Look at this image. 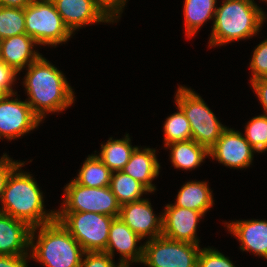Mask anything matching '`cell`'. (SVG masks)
<instances>
[{
	"instance_id": "1f68e13d",
	"label": "cell",
	"mask_w": 267,
	"mask_h": 267,
	"mask_svg": "<svg viewBox=\"0 0 267 267\" xmlns=\"http://www.w3.org/2000/svg\"><path fill=\"white\" fill-rule=\"evenodd\" d=\"M18 74L20 73L0 59V92L2 94L17 93L13 85L18 80L16 77Z\"/></svg>"
},
{
	"instance_id": "ac0fdd59",
	"label": "cell",
	"mask_w": 267,
	"mask_h": 267,
	"mask_svg": "<svg viewBox=\"0 0 267 267\" xmlns=\"http://www.w3.org/2000/svg\"><path fill=\"white\" fill-rule=\"evenodd\" d=\"M37 46L36 41L26 33L2 39L0 59L20 73L42 55L38 49L34 50Z\"/></svg>"
},
{
	"instance_id": "9a60e30c",
	"label": "cell",
	"mask_w": 267,
	"mask_h": 267,
	"mask_svg": "<svg viewBox=\"0 0 267 267\" xmlns=\"http://www.w3.org/2000/svg\"><path fill=\"white\" fill-rule=\"evenodd\" d=\"M65 25L74 34L77 29L97 23H115L95 0H52Z\"/></svg>"
},
{
	"instance_id": "d590c367",
	"label": "cell",
	"mask_w": 267,
	"mask_h": 267,
	"mask_svg": "<svg viewBox=\"0 0 267 267\" xmlns=\"http://www.w3.org/2000/svg\"><path fill=\"white\" fill-rule=\"evenodd\" d=\"M30 255H0V267H28Z\"/></svg>"
},
{
	"instance_id": "ffe728a7",
	"label": "cell",
	"mask_w": 267,
	"mask_h": 267,
	"mask_svg": "<svg viewBox=\"0 0 267 267\" xmlns=\"http://www.w3.org/2000/svg\"><path fill=\"white\" fill-rule=\"evenodd\" d=\"M212 192L207 181H188L181 186L173 205L205 215L214 204Z\"/></svg>"
},
{
	"instance_id": "484cf974",
	"label": "cell",
	"mask_w": 267,
	"mask_h": 267,
	"mask_svg": "<svg viewBox=\"0 0 267 267\" xmlns=\"http://www.w3.org/2000/svg\"><path fill=\"white\" fill-rule=\"evenodd\" d=\"M164 146L180 141L192 139L189 121L183 111L177 106V112L166 118L163 124Z\"/></svg>"
},
{
	"instance_id": "cb8c5ba5",
	"label": "cell",
	"mask_w": 267,
	"mask_h": 267,
	"mask_svg": "<svg viewBox=\"0 0 267 267\" xmlns=\"http://www.w3.org/2000/svg\"><path fill=\"white\" fill-rule=\"evenodd\" d=\"M112 171L95 154L88 155L73 180L86 187L110 186Z\"/></svg>"
},
{
	"instance_id": "4fadbf2b",
	"label": "cell",
	"mask_w": 267,
	"mask_h": 267,
	"mask_svg": "<svg viewBox=\"0 0 267 267\" xmlns=\"http://www.w3.org/2000/svg\"><path fill=\"white\" fill-rule=\"evenodd\" d=\"M142 239L127 226L120 217L112 220L109 229L107 247L104 252L114 258L115 251L119 253V264L122 267H131L132 263H141L144 244ZM138 243H141L138 246Z\"/></svg>"
},
{
	"instance_id": "7c38bea8",
	"label": "cell",
	"mask_w": 267,
	"mask_h": 267,
	"mask_svg": "<svg viewBox=\"0 0 267 267\" xmlns=\"http://www.w3.org/2000/svg\"><path fill=\"white\" fill-rule=\"evenodd\" d=\"M162 216L163 237L199 245L197 226L205 216L202 212L181 208L169 203L162 210Z\"/></svg>"
},
{
	"instance_id": "5bb4252c",
	"label": "cell",
	"mask_w": 267,
	"mask_h": 267,
	"mask_svg": "<svg viewBox=\"0 0 267 267\" xmlns=\"http://www.w3.org/2000/svg\"><path fill=\"white\" fill-rule=\"evenodd\" d=\"M119 217L141 239L162 236V213L157 216L147 198L121 205Z\"/></svg>"
},
{
	"instance_id": "d6986e66",
	"label": "cell",
	"mask_w": 267,
	"mask_h": 267,
	"mask_svg": "<svg viewBox=\"0 0 267 267\" xmlns=\"http://www.w3.org/2000/svg\"><path fill=\"white\" fill-rule=\"evenodd\" d=\"M160 163L156 156V149L136 147L130 160L121 170L133 179L143 184L151 193L156 191L152 183L159 176Z\"/></svg>"
},
{
	"instance_id": "d4e9b609",
	"label": "cell",
	"mask_w": 267,
	"mask_h": 267,
	"mask_svg": "<svg viewBox=\"0 0 267 267\" xmlns=\"http://www.w3.org/2000/svg\"><path fill=\"white\" fill-rule=\"evenodd\" d=\"M110 189L120 205L141 200L144 193H151L143 184L123 171L112 172Z\"/></svg>"
},
{
	"instance_id": "3957f363",
	"label": "cell",
	"mask_w": 267,
	"mask_h": 267,
	"mask_svg": "<svg viewBox=\"0 0 267 267\" xmlns=\"http://www.w3.org/2000/svg\"><path fill=\"white\" fill-rule=\"evenodd\" d=\"M265 19L266 13L250 0H222L215 12L209 47L250 39L260 32Z\"/></svg>"
},
{
	"instance_id": "7402d4cb",
	"label": "cell",
	"mask_w": 267,
	"mask_h": 267,
	"mask_svg": "<svg viewBox=\"0 0 267 267\" xmlns=\"http://www.w3.org/2000/svg\"><path fill=\"white\" fill-rule=\"evenodd\" d=\"M216 9V0H184L183 14L186 37L192 38L208 20L214 22Z\"/></svg>"
},
{
	"instance_id": "44dd1931",
	"label": "cell",
	"mask_w": 267,
	"mask_h": 267,
	"mask_svg": "<svg viewBox=\"0 0 267 267\" xmlns=\"http://www.w3.org/2000/svg\"><path fill=\"white\" fill-rule=\"evenodd\" d=\"M164 148L170 149V162L176 169L192 171L205 162V158H209V150L192 139L173 142Z\"/></svg>"
},
{
	"instance_id": "8d00e7d4",
	"label": "cell",
	"mask_w": 267,
	"mask_h": 267,
	"mask_svg": "<svg viewBox=\"0 0 267 267\" xmlns=\"http://www.w3.org/2000/svg\"><path fill=\"white\" fill-rule=\"evenodd\" d=\"M34 0H0V6L3 7H14V8H25Z\"/></svg>"
},
{
	"instance_id": "4316f807",
	"label": "cell",
	"mask_w": 267,
	"mask_h": 267,
	"mask_svg": "<svg viewBox=\"0 0 267 267\" xmlns=\"http://www.w3.org/2000/svg\"><path fill=\"white\" fill-rule=\"evenodd\" d=\"M26 33L25 8L0 6V38Z\"/></svg>"
},
{
	"instance_id": "2e32d148",
	"label": "cell",
	"mask_w": 267,
	"mask_h": 267,
	"mask_svg": "<svg viewBox=\"0 0 267 267\" xmlns=\"http://www.w3.org/2000/svg\"><path fill=\"white\" fill-rule=\"evenodd\" d=\"M227 230L239 240L240 250L267 260V220H232L225 222Z\"/></svg>"
},
{
	"instance_id": "9c48e42d",
	"label": "cell",
	"mask_w": 267,
	"mask_h": 267,
	"mask_svg": "<svg viewBox=\"0 0 267 267\" xmlns=\"http://www.w3.org/2000/svg\"><path fill=\"white\" fill-rule=\"evenodd\" d=\"M141 264L148 267H197L200 245L163 236L145 240Z\"/></svg>"
},
{
	"instance_id": "74e56055",
	"label": "cell",
	"mask_w": 267,
	"mask_h": 267,
	"mask_svg": "<svg viewBox=\"0 0 267 267\" xmlns=\"http://www.w3.org/2000/svg\"><path fill=\"white\" fill-rule=\"evenodd\" d=\"M252 3H255V1L254 0H250ZM261 1H263V2H266L267 3V0H261Z\"/></svg>"
},
{
	"instance_id": "836d02e7",
	"label": "cell",
	"mask_w": 267,
	"mask_h": 267,
	"mask_svg": "<svg viewBox=\"0 0 267 267\" xmlns=\"http://www.w3.org/2000/svg\"><path fill=\"white\" fill-rule=\"evenodd\" d=\"M103 11L114 21L121 18V14L126 6L127 0H95Z\"/></svg>"
},
{
	"instance_id": "8992f818",
	"label": "cell",
	"mask_w": 267,
	"mask_h": 267,
	"mask_svg": "<svg viewBox=\"0 0 267 267\" xmlns=\"http://www.w3.org/2000/svg\"><path fill=\"white\" fill-rule=\"evenodd\" d=\"M25 28L39 46L56 47L67 43L73 35L52 0H34L25 7Z\"/></svg>"
},
{
	"instance_id": "5b68a950",
	"label": "cell",
	"mask_w": 267,
	"mask_h": 267,
	"mask_svg": "<svg viewBox=\"0 0 267 267\" xmlns=\"http://www.w3.org/2000/svg\"><path fill=\"white\" fill-rule=\"evenodd\" d=\"M175 93V104L189 121L192 140L209 150L227 127L219 121L204 99L191 88L179 85Z\"/></svg>"
},
{
	"instance_id": "277c9868",
	"label": "cell",
	"mask_w": 267,
	"mask_h": 267,
	"mask_svg": "<svg viewBox=\"0 0 267 267\" xmlns=\"http://www.w3.org/2000/svg\"><path fill=\"white\" fill-rule=\"evenodd\" d=\"M84 253L57 219L31 230L30 258L45 267H80Z\"/></svg>"
},
{
	"instance_id": "7a4b0ae2",
	"label": "cell",
	"mask_w": 267,
	"mask_h": 267,
	"mask_svg": "<svg viewBox=\"0 0 267 267\" xmlns=\"http://www.w3.org/2000/svg\"><path fill=\"white\" fill-rule=\"evenodd\" d=\"M21 162L9 175L0 212L26 222L31 228L56 220V210H46L43 192L29 172L22 171Z\"/></svg>"
},
{
	"instance_id": "6da1fadb",
	"label": "cell",
	"mask_w": 267,
	"mask_h": 267,
	"mask_svg": "<svg viewBox=\"0 0 267 267\" xmlns=\"http://www.w3.org/2000/svg\"><path fill=\"white\" fill-rule=\"evenodd\" d=\"M23 77L27 103L42 120L49 113H61L74 103V91L67 78L43 55L31 63Z\"/></svg>"
},
{
	"instance_id": "30bf717a",
	"label": "cell",
	"mask_w": 267,
	"mask_h": 267,
	"mask_svg": "<svg viewBox=\"0 0 267 267\" xmlns=\"http://www.w3.org/2000/svg\"><path fill=\"white\" fill-rule=\"evenodd\" d=\"M20 99L17 93L0 97V139L16 140L40 126L42 120Z\"/></svg>"
},
{
	"instance_id": "603a6c76",
	"label": "cell",
	"mask_w": 267,
	"mask_h": 267,
	"mask_svg": "<svg viewBox=\"0 0 267 267\" xmlns=\"http://www.w3.org/2000/svg\"><path fill=\"white\" fill-rule=\"evenodd\" d=\"M129 134L122 139L110 137L107 142L101 144L98 158L112 171H121L130 160V157L137 146L131 145Z\"/></svg>"
},
{
	"instance_id": "4dcf8cb0",
	"label": "cell",
	"mask_w": 267,
	"mask_h": 267,
	"mask_svg": "<svg viewBox=\"0 0 267 267\" xmlns=\"http://www.w3.org/2000/svg\"><path fill=\"white\" fill-rule=\"evenodd\" d=\"M80 267H122L104 251L85 252Z\"/></svg>"
},
{
	"instance_id": "52a82bcc",
	"label": "cell",
	"mask_w": 267,
	"mask_h": 267,
	"mask_svg": "<svg viewBox=\"0 0 267 267\" xmlns=\"http://www.w3.org/2000/svg\"><path fill=\"white\" fill-rule=\"evenodd\" d=\"M114 218L93 212H56V219L85 252L106 250Z\"/></svg>"
},
{
	"instance_id": "ba28073f",
	"label": "cell",
	"mask_w": 267,
	"mask_h": 267,
	"mask_svg": "<svg viewBox=\"0 0 267 267\" xmlns=\"http://www.w3.org/2000/svg\"><path fill=\"white\" fill-rule=\"evenodd\" d=\"M64 200L56 212H93L119 217L121 205L110 186L86 187L73 179L64 187Z\"/></svg>"
},
{
	"instance_id": "e0dca14e",
	"label": "cell",
	"mask_w": 267,
	"mask_h": 267,
	"mask_svg": "<svg viewBox=\"0 0 267 267\" xmlns=\"http://www.w3.org/2000/svg\"><path fill=\"white\" fill-rule=\"evenodd\" d=\"M32 228L0 212V255H30Z\"/></svg>"
},
{
	"instance_id": "f546056e",
	"label": "cell",
	"mask_w": 267,
	"mask_h": 267,
	"mask_svg": "<svg viewBox=\"0 0 267 267\" xmlns=\"http://www.w3.org/2000/svg\"><path fill=\"white\" fill-rule=\"evenodd\" d=\"M214 247L202 248L197 259V267H237L229 259Z\"/></svg>"
},
{
	"instance_id": "8fae6325",
	"label": "cell",
	"mask_w": 267,
	"mask_h": 267,
	"mask_svg": "<svg viewBox=\"0 0 267 267\" xmlns=\"http://www.w3.org/2000/svg\"><path fill=\"white\" fill-rule=\"evenodd\" d=\"M256 151L240 131L227 127L219 140L209 149V158L233 169L252 165Z\"/></svg>"
},
{
	"instance_id": "d6a6232c",
	"label": "cell",
	"mask_w": 267,
	"mask_h": 267,
	"mask_svg": "<svg viewBox=\"0 0 267 267\" xmlns=\"http://www.w3.org/2000/svg\"><path fill=\"white\" fill-rule=\"evenodd\" d=\"M21 163V161L13 160L6 153L0 157V203L2 201L3 192L7 179L11 172Z\"/></svg>"
},
{
	"instance_id": "f1b7e54d",
	"label": "cell",
	"mask_w": 267,
	"mask_h": 267,
	"mask_svg": "<svg viewBox=\"0 0 267 267\" xmlns=\"http://www.w3.org/2000/svg\"><path fill=\"white\" fill-rule=\"evenodd\" d=\"M251 70L250 81L267 78V38L256 45L249 62Z\"/></svg>"
},
{
	"instance_id": "83f0119b",
	"label": "cell",
	"mask_w": 267,
	"mask_h": 267,
	"mask_svg": "<svg viewBox=\"0 0 267 267\" xmlns=\"http://www.w3.org/2000/svg\"><path fill=\"white\" fill-rule=\"evenodd\" d=\"M245 126L243 136L257 153L267 151V115L261 114L251 118Z\"/></svg>"
},
{
	"instance_id": "e575fe53",
	"label": "cell",
	"mask_w": 267,
	"mask_h": 267,
	"mask_svg": "<svg viewBox=\"0 0 267 267\" xmlns=\"http://www.w3.org/2000/svg\"><path fill=\"white\" fill-rule=\"evenodd\" d=\"M250 85L262 105L263 113L267 115V78L250 81Z\"/></svg>"
}]
</instances>
